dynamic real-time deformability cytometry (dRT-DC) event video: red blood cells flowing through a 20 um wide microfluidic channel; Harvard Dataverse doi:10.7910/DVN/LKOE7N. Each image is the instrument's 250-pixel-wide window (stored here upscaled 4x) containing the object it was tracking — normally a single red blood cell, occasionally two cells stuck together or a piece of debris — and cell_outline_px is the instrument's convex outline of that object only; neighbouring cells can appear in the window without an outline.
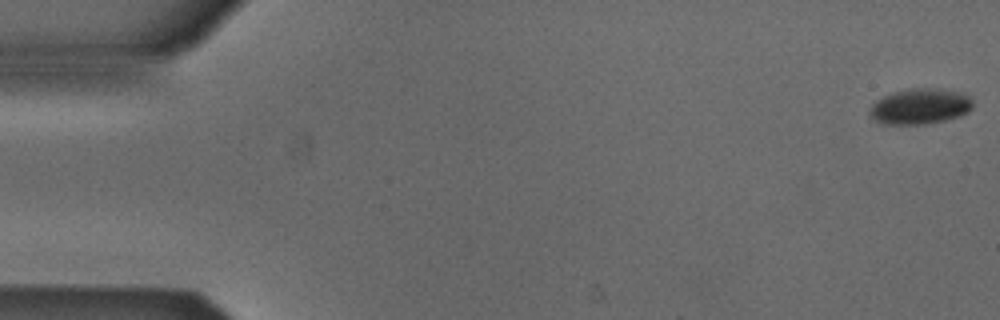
{"species": "Egyptian fruit bat (a non-hibernating species)", "species_latin": "Rousettus aegyptiacus", "temperature_condition": "cold", "stored_images_in_passage": 53, "camera_frame_rate_fps": 3000, "um_per_image_px": 0.085, "animal": {"sex": "male"}, "frame": {"image": 1, "passage_image": 1, "time_ms": 0.0, "image_size_px": [1000, 320], "cell_outline_px": [[972, 108], [968, 112], [960, 116], [944, 120], [924, 124], [884, 124], [868, 116], [868, 112], [872, 104], [876, 100], [892, 92], [912, 88], [936, 88], [956, 92], [968, 96], [972, 100]], "centroid_in_image_um": [78.16, 9.04], "position_along_channel_um": 6.8, "area_um2": 21.33}}
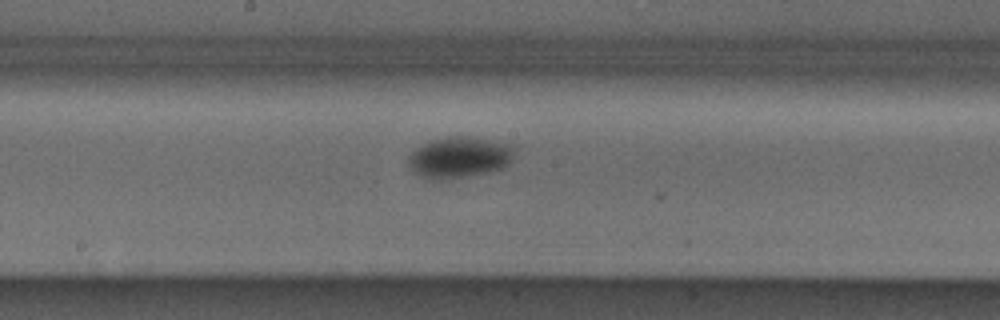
{"frame": {"image": 2, "passage_image": 28, "time_ms": 9.0, "image_size_px": [1000, 320], "cell_outline_px": [[512, 156], [508, 164], [504, 168], [488, 172], [444, 180], [428, 180], [412, 172], [408, 164], [408, 156], [416, 148], [432, 140], [448, 136], [472, 136], [512, 144]], "centroid_in_image_um": [39.0, 13.38], "position_along_channel_um": 209.2, "area_um2": 25.61}}
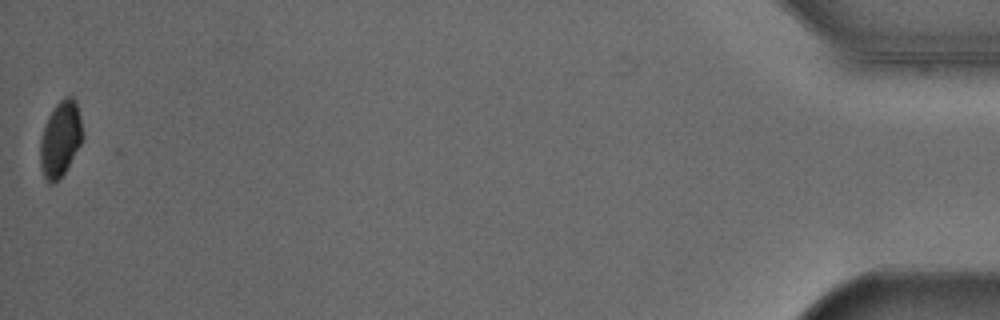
{"frame": {"image": 3, "passage_image": 53, "time_ms": 17.333, "image_size_px": [1000, 320], "cell_outline_px": [[84, 136], [80, 144], [64, 172], [52, 184], [48, 184], [44, 176], [40, 164], [40, 140], [48, 116], [56, 104], [64, 96], [72, 96], [76, 100], [80, 116]], "centroid_in_image_um": [5.14, 11.77], "position_along_channel_um": 430.1, "area_um2": 18.5}}